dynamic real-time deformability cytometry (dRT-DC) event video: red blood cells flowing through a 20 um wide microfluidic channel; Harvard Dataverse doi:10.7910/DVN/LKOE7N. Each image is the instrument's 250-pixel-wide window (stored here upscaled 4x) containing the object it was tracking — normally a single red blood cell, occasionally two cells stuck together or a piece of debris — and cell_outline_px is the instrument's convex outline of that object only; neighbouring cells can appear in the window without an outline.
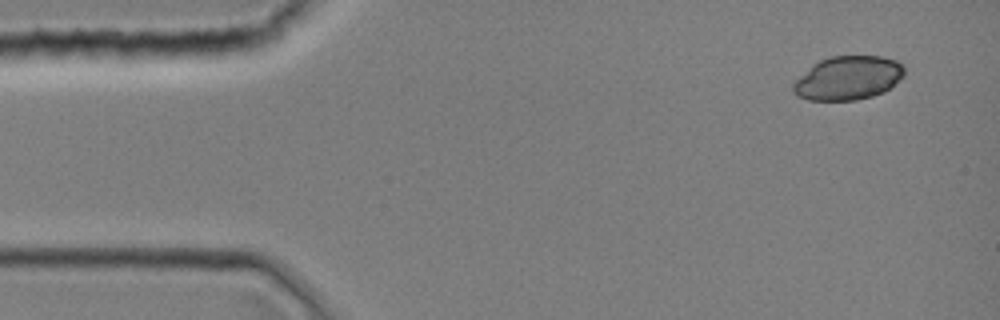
{"species": "common noctule bat (a hibernating species)", "species_latin": "Nyctalus noctula", "temperature_condition": "room temperature", "stored_images_in_passage": 38, "camera_frame_rate_fps": 3000, "um_per_image_px": 0.085, "animal": {"sex": "female", "body_mass_g": 19.0, "forearm_length_mm": 51.5}, "frame": {"image": 1, "passage_image": 1, "time_ms": 0.0, "image_size_px": [1000, 320], "cell_outline_px": [[904, 76], [884, 92], [872, 96], [856, 100], [808, 100], [796, 96], [792, 92], [792, 84], [812, 64], [828, 56], [880, 56], [896, 60], [904, 64]], "centroid_in_image_um": [72.07, 6.63], "position_along_channel_um": 12.9, "area_um2": 28.55}}
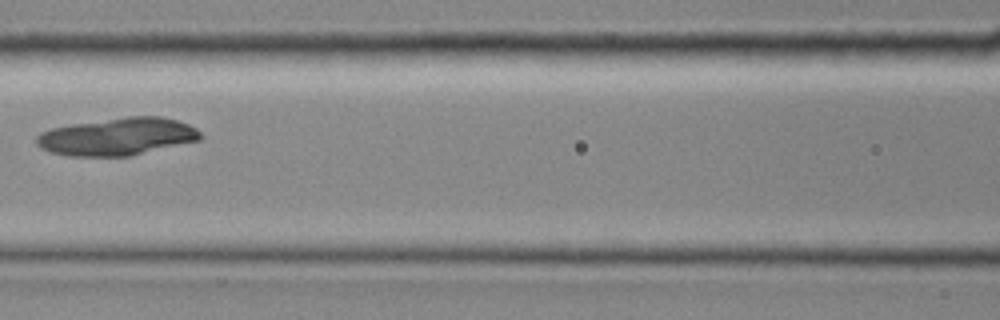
{"frame": {"image": 2, "passage_image": 16, "time_ms": 5.0, "image_size_px": [1000, 320], "cell_outline_px": [[204, 136], [200, 140], [132, 156], [68, 156], [48, 152], [40, 148], [36, 144], [36, 136], [40, 132], [52, 128], [72, 124], [128, 116], [160, 116], [176, 120], [188, 124], [196, 128]], "centroid_in_image_um": [9.98, 11.62], "position_along_channel_um": 156.6, "area_um2": 36.13}}
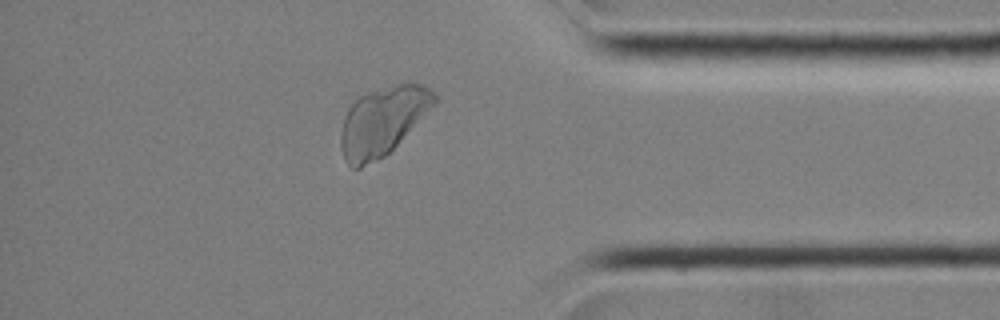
{"frame": {"image": 3, "passage_image": 32, "time_ms": 10.333, "image_size_px": [1000, 320], "cell_outline_px": [[436, 100], [396, 144], [384, 156], [360, 168], [352, 168], [344, 160], [340, 148], [340, 136], [344, 116], [348, 108], [360, 96], [368, 92], [408, 80], [420, 84], [428, 88], [436, 96]], "centroid_in_image_um": [32.45, 10.28], "position_along_channel_um": 402.8, "area_um2": 36.59}}